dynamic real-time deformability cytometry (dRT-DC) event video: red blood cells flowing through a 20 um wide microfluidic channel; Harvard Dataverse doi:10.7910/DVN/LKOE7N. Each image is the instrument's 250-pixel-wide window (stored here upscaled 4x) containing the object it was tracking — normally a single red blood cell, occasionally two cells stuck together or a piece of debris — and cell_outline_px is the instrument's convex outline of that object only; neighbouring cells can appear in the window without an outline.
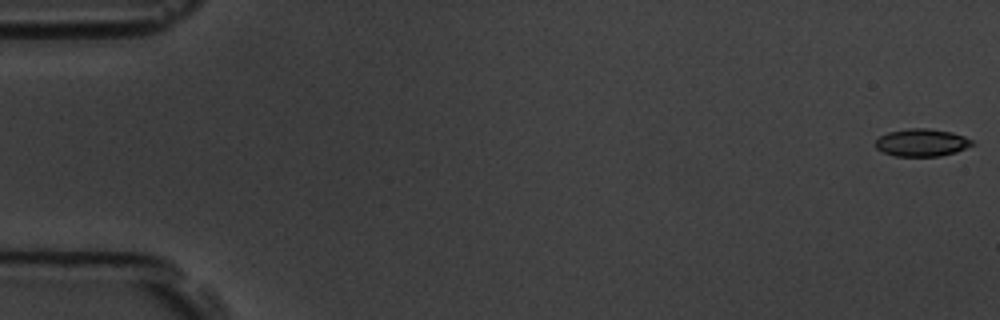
{"species": "common noctule bat (a hibernating species)", "species_latin": "Nyctalus noctula", "temperature_condition": "room temperature", "stored_images_in_passage": 6, "camera_frame_rate_fps": 3000, "um_per_image_px": 0.085, "animal": {"sex": "male", "body_mass_g": 19.5, "forearm_length_mm": 54.6}, "frame": {"image": 1, "passage_image": 1, "time_ms": 0.0, "image_size_px": [1000, 320], "cell_outline_px": [[976, 144], [956, 152], [940, 156], [896, 156], [884, 152], [876, 148], [876, 140], [880, 136], [888, 132], [908, 128], [928, 128], [952, 132], [964, 136], [972, 140]], "centroid_in_image_um": [78.38, 12.11], "position_along_channel_um": 6.6, "area_um2": 15.55}}